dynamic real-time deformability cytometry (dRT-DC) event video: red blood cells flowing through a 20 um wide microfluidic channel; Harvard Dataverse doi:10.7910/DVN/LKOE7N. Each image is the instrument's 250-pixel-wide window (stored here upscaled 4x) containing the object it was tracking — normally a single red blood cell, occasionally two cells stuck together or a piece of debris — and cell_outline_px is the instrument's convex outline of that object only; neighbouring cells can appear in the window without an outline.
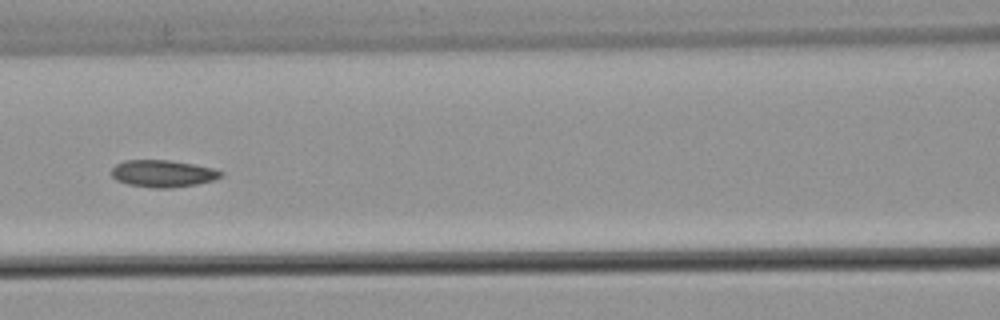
{"species": "common noctule bat (a hibernating species)", "species_latin": "Nyctalus noctula", "temperature_condition": "warm", "stored_images_in_passage": 54, "camera_frame_rate_fps": 3000, "um_per_image_px": 0.085, "animal": {"sex": "male", "body_mass_g": 21.5, "forearm_length_mm": 52.0}, "frame": {"image": 1, "passage_image": 24, "time_ms": 7.667, "image_size_px": [1000, 320], "cell_outline_px": [[224, 176], [212, 180], [196, 184], [168, 188], [156, 188], [128, 184], [116, 180], [112, 176], [112, 168], [116, 164], [124, 160], [168, 160], [192, 164], [212, 168], [224, 172]], "centroid_in_image_um": [13.84, 14.75], "position_along_channel_um": 152.8, "area_um2": 17.11}}